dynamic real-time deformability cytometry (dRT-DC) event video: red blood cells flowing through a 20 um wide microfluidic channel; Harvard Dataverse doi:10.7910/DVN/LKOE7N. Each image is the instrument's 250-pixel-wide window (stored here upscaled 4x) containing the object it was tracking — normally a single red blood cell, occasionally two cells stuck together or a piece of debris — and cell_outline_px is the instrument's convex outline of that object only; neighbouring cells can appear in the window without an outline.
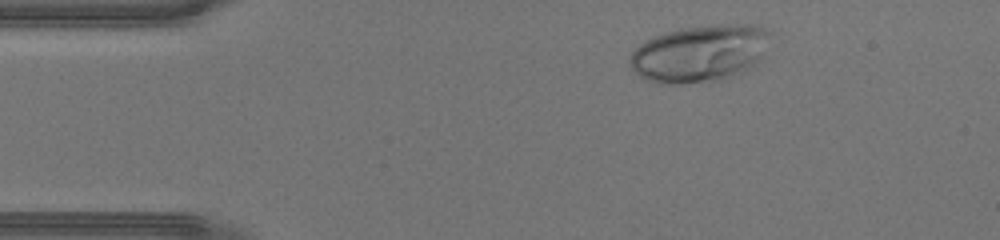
{"species": "human", "species_latin": "Homo sapiens", "temperature_condition": "warm", "stored_images_in_passage": 34, "camera_frame_rate_fps": 3000, "um_per_image_px": 0.085, "donor": {"sex": "male"}, "frame": {"image": 1, "passage_image": 3, "time_ms": 0.667, "image_size_px": [1000, 240], "cell_outline_px": [[772, 32], [760, 56], [748, 68], [740, 72], [720, 80], [684, 84], [656, 84], [644, 80], [632, 68], [628, 60], [628, 56], [644, 40], [680, 28], [720, 24], [752, 24], [764, 28]], "centroid_in_image_um": [59.41, 4.54], "position_along_channel_um": 25.6, "area_um2": 46.47}}
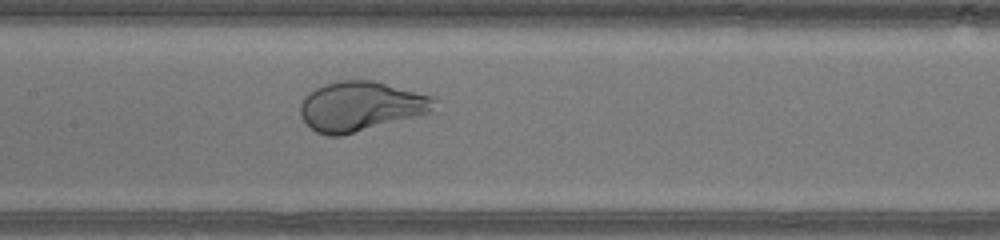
{"frame": {"image": 2, "passage_image": 17, "time_ms": 5.333, "image_size_px": [1000, 240], "cell_outline_px": [[436, 100], [428, 112], [416, 116], [340, 136], [328, 136], [316, 132], [300, 116], [300, 104], [304, 96], [308, 92], [324, 84], [340, 80], [372, 80], [436, 96]], "centroid_in_image_um": [30.63, 9.01], "position_along_channel_um": 176.8, "area_um2": 38.49}}
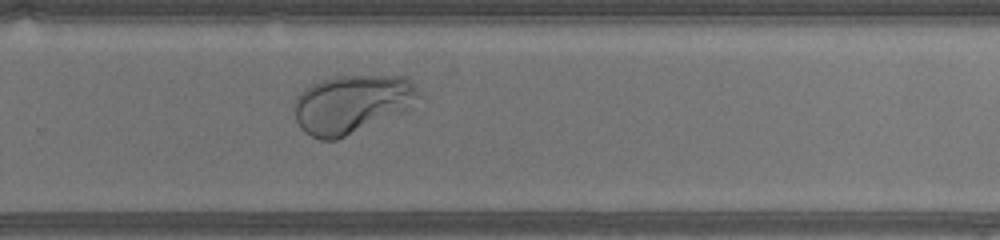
{"frame": {"image": 3, "passage_image": 25, "time_ms": 8.0, "image_size_px": [1000, 240], "cell_outline_px": [[420, 100], [412, 108], [336, 140], [320, 140], [304, 132], [300, 128], [296, 120], [292, 104], [296, 96], [304, 88], [320, 80], [336, 76], [404, 76], [412, 80], [420, 92]], "centroid_in_image_um": [29.91, 8.83], "position_along_channel_um": 299.9, "area_um2": 42.83}}